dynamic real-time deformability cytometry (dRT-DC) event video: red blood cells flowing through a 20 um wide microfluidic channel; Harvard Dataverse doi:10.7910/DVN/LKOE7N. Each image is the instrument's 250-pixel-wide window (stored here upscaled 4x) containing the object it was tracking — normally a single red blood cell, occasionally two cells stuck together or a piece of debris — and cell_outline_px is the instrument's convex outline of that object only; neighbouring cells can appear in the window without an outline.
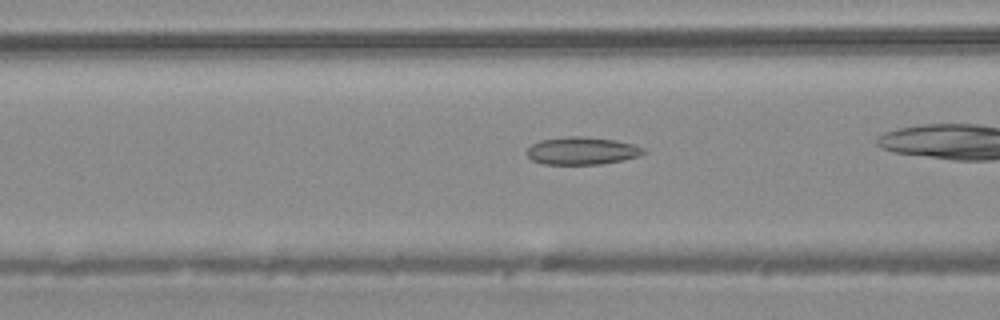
{"species": "common noctule bat (a hibernating species)", "species_latin": "Nyctalus noctula", "temperature_condition": "warm", "stored_images_in_passage": 35, "camera_frame_rate_fps": 3000, "um_per_image_px": 0.085, "animal": {"sex": "male", "body_mass_g": 20.4}, "frame": {"image": 1, "passage_image": 16, "time_ms": 5.0, "image_size_px": [1000, 320], "cell_outline_px": [[648, 152], [640, 156], [624, 160], [600, 164], [544, 164], [532, 160], [528, 156], [528, 148], [532, 144], [540, 140], [564, 136], [580, 136], [616, 140], [632, 144], [644, 148]], "centroid_in_image_um": [49.5, 12.81], "position_along_channel_um": 117.1, "area_um2": 18.84}}